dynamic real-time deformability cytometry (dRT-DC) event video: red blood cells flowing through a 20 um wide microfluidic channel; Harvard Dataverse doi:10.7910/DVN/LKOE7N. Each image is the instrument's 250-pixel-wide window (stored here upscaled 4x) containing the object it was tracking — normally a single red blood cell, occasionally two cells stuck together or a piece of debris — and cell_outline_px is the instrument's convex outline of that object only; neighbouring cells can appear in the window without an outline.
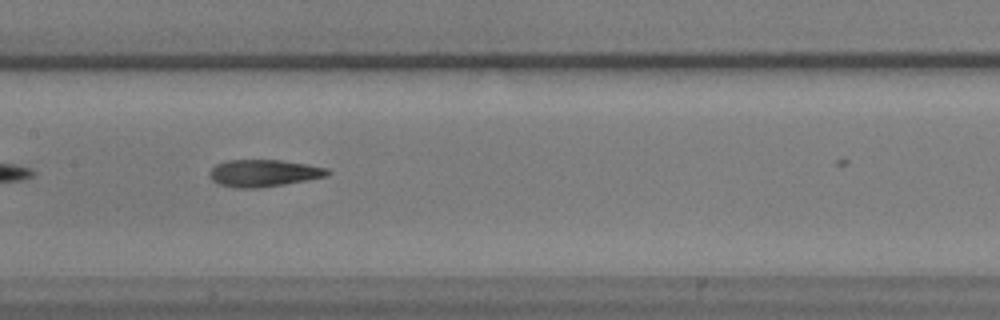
{"species": "common noctule bat (a hibernating species)", "species_latin": "Nyctalus noctula", "temperature_condition": "warm", "stored_images_in_passage": 19, "camera_frame_rate_fps": 3000, "um_per_image_px": 0.085, "animal": {"sex": "male", "body_mass_g": 17.9}, "frame": {"image": 1, "passage_image": 13, "time_ms": 4.0, "image_size_px": [1000, 320], "cell_outline_px": [[332, 172], [328, 176], [308, 180], [260, 188], [236, 188], [220, 184], [212, 180], [208, 176], [208, 172], [216, 164], [224, 160], [280, 160], [308, 164], [328, 168]], "centroid_in_image_um": [22.42, 14.71], "position_along_channel_um": 185.0, "area_um2": 18.84}}
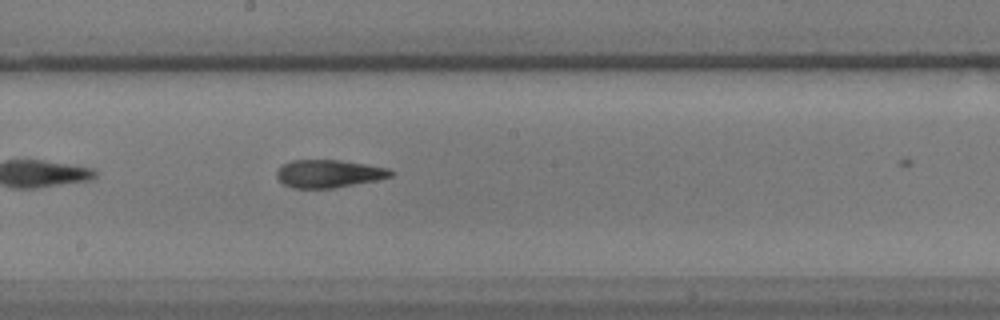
{"frame": {"image": 2, "passage_image": 16, "time_ms": 5.0, "image_size_px": [1000, 320], "cell_outline_px": [[396, 172], [392, 176], [376, 180], [332, 188], [292, 188], [284, 184], [276, 176], [276, 172], [284, 164], [292, 160], [340, 160], [368, 164], [388, 168]], "centroid_in_image_um": [27.97, 14.75], "position_along_channel_um": 220.2, "area_um2": 18.44}}